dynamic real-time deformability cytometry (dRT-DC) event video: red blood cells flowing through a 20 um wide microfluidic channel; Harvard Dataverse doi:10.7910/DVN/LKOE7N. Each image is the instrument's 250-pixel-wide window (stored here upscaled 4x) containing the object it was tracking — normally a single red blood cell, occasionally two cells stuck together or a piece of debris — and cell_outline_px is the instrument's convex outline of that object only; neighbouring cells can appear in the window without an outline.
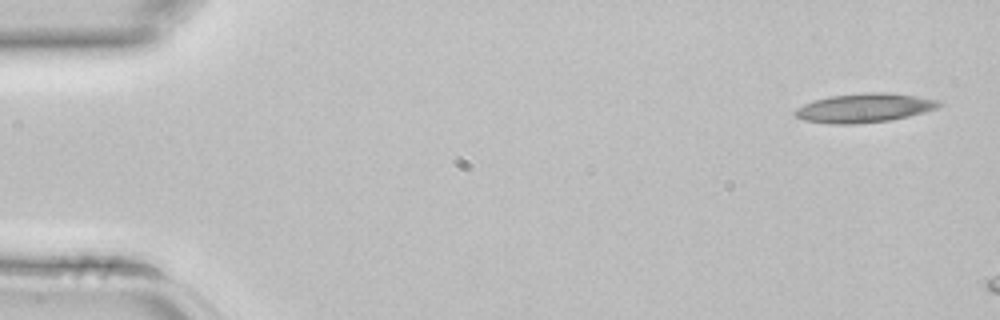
{"species": "common noctule bat (a hibernating species)", "species_latin": "Nyctalus noctula", "temperature_condition": "room temperature", "stored_images_in_passage": 3, "camera_frame_rate_fps": 3000, "um_per_image_px": 0.085, "animal": {"sex": "female", "body_mass_g": 22.7, "forearm_length_mm": 54.2}, "frame": {"image": 1, "passage_image": 1, "time_ms": 0.0, "image_size_px": [1000, 320], "cell_outline_px": [[944, 104], [940, 108], [892, 120], [856, 124], [828, 124], [804, 120], [796, 116], [792, 112], [796, 108], [804, 104], [828, 96], [864, 92], [888, 92], [916, 96], [940, 100]], "centroid_in_image_um": [73.5, 9.17], "position_along_channel_um": 11.5, "area_um2": 24.68}}